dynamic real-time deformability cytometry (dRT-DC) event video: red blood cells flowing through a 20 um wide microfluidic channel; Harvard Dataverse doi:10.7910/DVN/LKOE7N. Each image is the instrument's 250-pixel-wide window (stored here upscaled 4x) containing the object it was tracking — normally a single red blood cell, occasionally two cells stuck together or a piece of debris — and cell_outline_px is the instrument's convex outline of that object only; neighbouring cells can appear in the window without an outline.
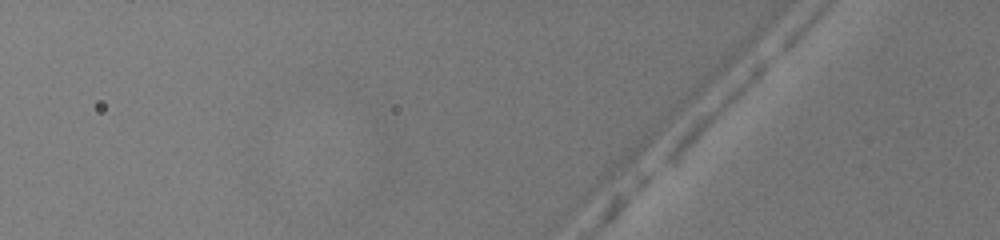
{"species": "common noctule bat (a hibernating species)", "species_latin": "Nyctalus noctula", "temperature_condition": "warm", "stored_images_in_passage": 2, "camera_frame_rate_fps": 3000, "um_per_image_px": 0.085, "animal": {"sex": "female", "body_mass_g": 19.5, "forearm_length_mm": 54.1}, "frame": {"image": 1, "passage_image": 2, "time_ms": 0.333, "image_size_px": [1000, 240], "cell_outline_px": [[772, 56], [768, 64], [712, 120], [668, 160], [660, 164], [660, 160], [676, 136], [696, 116], [764, 56]], "centroid_in_image_um": [60.67, 9.28], "position_along_channel_um": 65.1, "area_um2": 12.02}}